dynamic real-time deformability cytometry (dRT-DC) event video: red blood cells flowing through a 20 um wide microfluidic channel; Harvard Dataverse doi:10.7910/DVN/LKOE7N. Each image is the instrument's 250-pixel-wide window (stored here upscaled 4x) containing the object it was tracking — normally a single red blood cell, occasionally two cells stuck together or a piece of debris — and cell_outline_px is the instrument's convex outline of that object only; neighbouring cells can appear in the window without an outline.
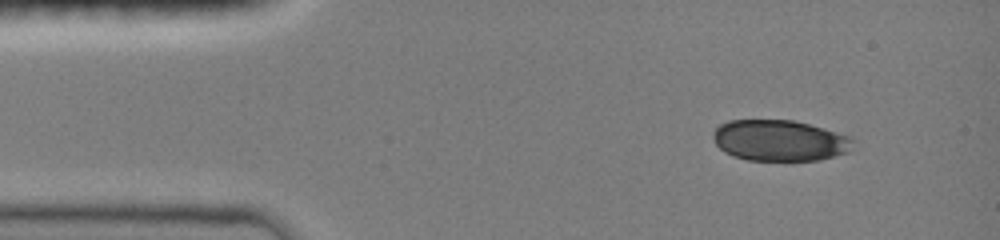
{"species": "common noctule bat (a hibernating species)", "species_latin": "Nyctalus noctula", "temperature_condition": "room temperature", "stored_images_in_passage": 9, "camera_frame_rate_fps": 3000, "um_per_image_px": 0.085, "animal": {"sex": "female", "body_mass_g": 19.0, "forearm_length_mm": 51.5}, "frame": {"image": 1, "passage_image": 4, "time_ms": 1.333, "image_size_px": [1000, 240], "cell_outline_px": [[856, 140], [848, 152], [820, 160], [748, 160], [732, 156], [724, 152], [716, 144], [712, 136], [712, 132], [720, 124], [728, 120], [792, 120], [824, 128], [852, 136]], "centroid_in_image_um": [66.28, 11.94], "position_along_channel_um": 18.7, "area_um2": 33.7}}